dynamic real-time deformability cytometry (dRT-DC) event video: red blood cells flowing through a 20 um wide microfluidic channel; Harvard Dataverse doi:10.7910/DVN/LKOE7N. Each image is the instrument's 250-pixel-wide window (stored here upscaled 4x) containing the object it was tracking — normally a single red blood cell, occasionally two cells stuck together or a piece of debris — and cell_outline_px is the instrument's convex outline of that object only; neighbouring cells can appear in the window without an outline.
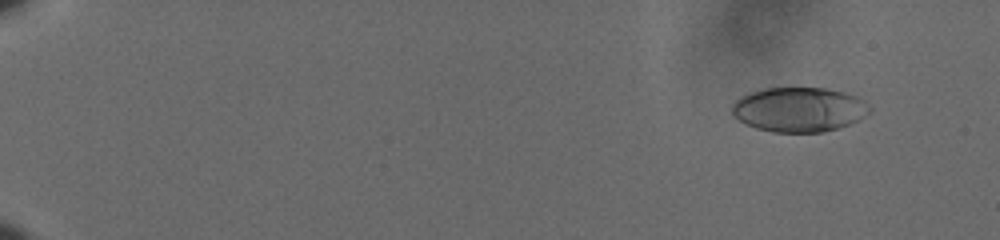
{"species": "human", "species_latin": "Homo sapiens", "temperature_condition": "cold", "stored_images_in_passage": 62, "camera_frame_rate_fps": 3000, "um_per_image_px": 0.085, "donor": {"sex": "male"}, "frame": {"image": 1, "passage_image": 7, "time_ms": 2.0, "image_size_px": [1000, 240], "cell_outline_px": [[872, 112], [848, 124], [824, 132], [772, 132], [756, 128], [744, 124], [732, 116], [732, 104], [740, 96], [748, 92], [760, 88], [824, 88], [844, 92], [856, 96], [864, 100], [872, 108]], "centroid_in_image_um": [67.88, 9.3], "position_along_channel_um": 17.1, "area_um2": 36.07}}
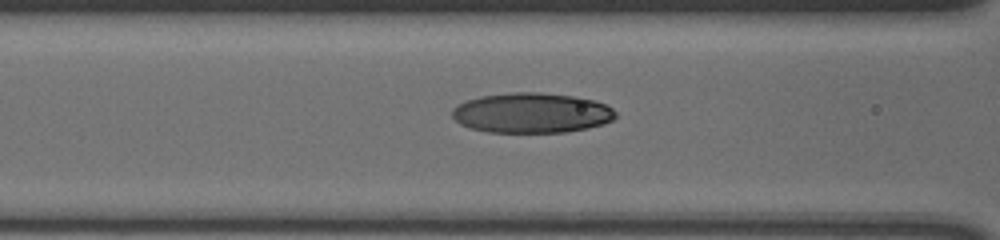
{"frame": {"image": 2, "passage_image": 30, "time_ms": 9.667, "image_size_px": [1000, 240], "cell_outline_px": [[616, 116], [612, 120], [604, 124], [588, 128], [564, 132], [488, 132], [472, 128], [460, 124], [452, 116], [452, 108], [468, 100], [480, 96], [512, 92], [540, 92], [576, 96], [596, 100], [612, 108], [616, 112]], "centroid_in_image_um": [45.22, 9.59], "position_along_channel_um": 121.4, "area_um2": 38.26}}
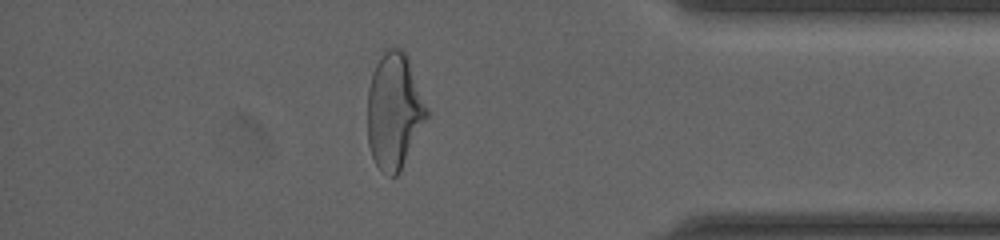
{"frame": {"image": 3, "passage_image": 55, "time_ms": 18.0, "image_size_px": [1000, 240], "cell_outline_px": [[428, 116], [400, 172], [396, 176], [388, 176], [376, 164], [372, 156], [368, 144], [368, 88], [372, 72], [376, 64], [384, 52], [388, 48], [400, 48], [404, 52], [408, 60], [428, 108]], "centroid_in_image_um": [33.5, 9.46], "position_along_channel_um": 401.7, "area_um2": 39.59}, "authors_computed_cell_mechanics": {"area_um2": 37.3966, "velocity_mm_per_s": 3.6055, "shape_relaxation_time_tau1_ms": 5.1353, "shape_relaxation_time_tau2_ms": 2.0507, "deformation_change_tau1": 0.1996, "deformation_change_tau2": 0.0583}}